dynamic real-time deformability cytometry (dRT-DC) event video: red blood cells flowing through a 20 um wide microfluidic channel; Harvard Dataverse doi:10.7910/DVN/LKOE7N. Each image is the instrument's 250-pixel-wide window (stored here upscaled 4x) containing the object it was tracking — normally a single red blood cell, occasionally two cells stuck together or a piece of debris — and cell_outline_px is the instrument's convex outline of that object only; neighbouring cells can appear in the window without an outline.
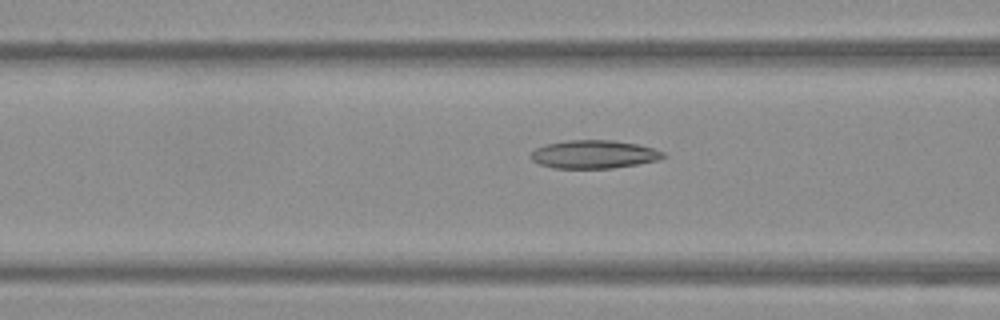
{"species": "Egyptian fruit bat (a non-hibernating species)", "species_latin": "Rousettus aegyptiacus", "temperature_condition": "warm", "stored_images_in_passage": 14, "camera_frame_rate_fps": 3000, "um_per_image_px": 0.085, "frame": {"image": 1, "passage_image": 12, "time_ms": 3.667, "image_size_px": [1000, 320], "cell_outline_px": [[668, 156], [660, 160], [612, 168], [552, 168], [540, 164], [532, 160], [532, 152], [536, 148], [548, 144], [568, 140], [612, 140], [636, 144], [652, 148], [664, 152]], "centroid_in_image_um": [50.52, 13.12], "position_along_channel_um": 116.1, "area_um2": 21.62}}